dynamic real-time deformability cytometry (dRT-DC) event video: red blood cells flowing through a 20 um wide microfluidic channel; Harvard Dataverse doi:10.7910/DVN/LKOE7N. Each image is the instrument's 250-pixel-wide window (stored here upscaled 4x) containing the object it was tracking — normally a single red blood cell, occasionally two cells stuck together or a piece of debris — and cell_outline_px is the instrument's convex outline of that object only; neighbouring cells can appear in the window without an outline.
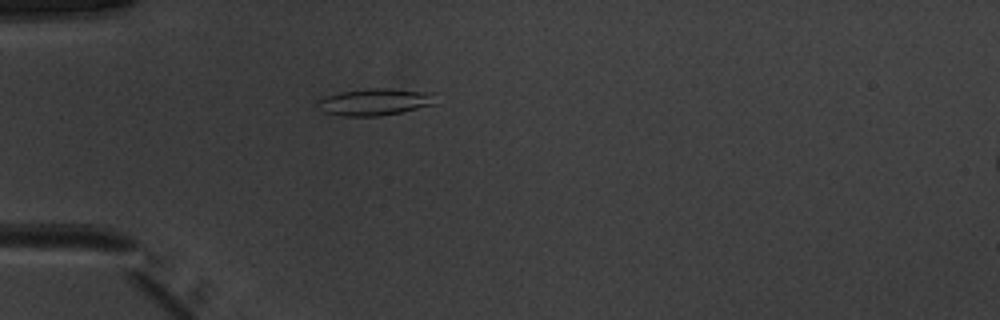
{"species": "common noctule bat (a hibernating species)", "species_latin": "Nyctalus noctula", "temperature_condition": "warm", "stored_images_in_passage": 42, "camera_frame_rate_fps": 3000, "um_per_image_px": 0.085, "animal": {"sex": "male", "body_mass_g": 20.1, "forearm_length_mm": 53.5}, "frame": {"image": 1, "passage_image": 6, "time_ms": 1.667, "image_size_px": [1000, 320], "cell_outline_px": [[436, 104], [400, 112], [380, 116], [344, 116], [324, 112], [316, 104], [316, 100], [340, 92], [368, 88], [384, 88], [436, 92]], "centroid_in_image_um": [31.91, 8.65], "position_along_channel_um": 53.1, "area_um2": 18.61}}
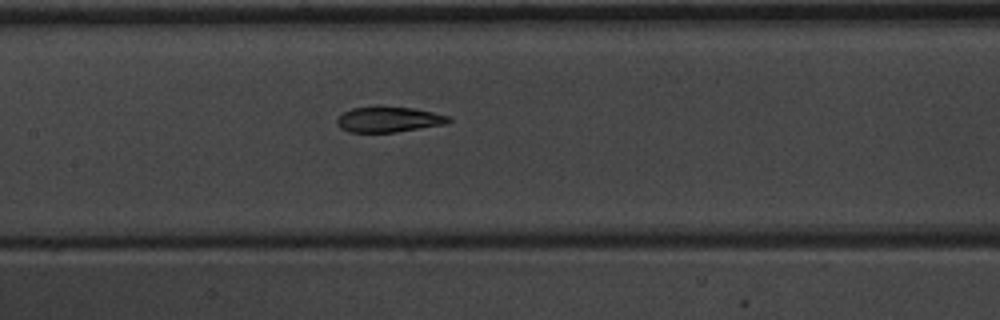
{"frame": {"image": 2, "passage_image": 16, "time_ms": 5.0, "image_size_px": [1000, 320], "cell_outline_px": [[452, 120], [444, 124], [396, 132], [348, 132], [340, 128], [336, 124], [336, 120], [344, 112], [352, 108], [412, 108], [432, 112], [448, 116]], "centroid_in_image_um": [33.01, 10.18], "position_along_channel_um": 174.4, "area_um2": 16.01}}
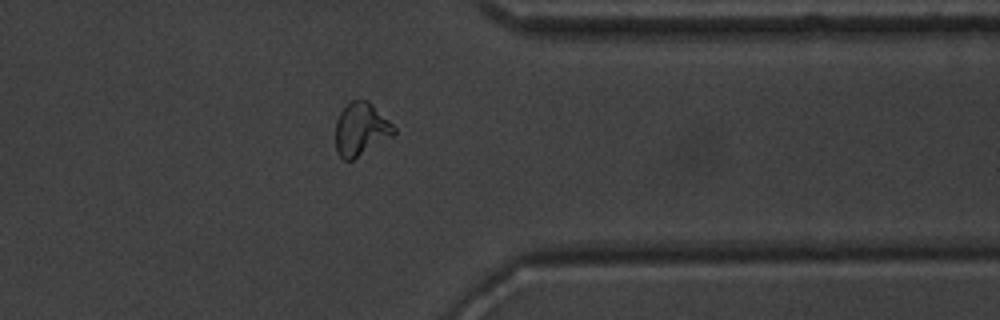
{"frame": {"image": 3, "passage_image": 32, "time_ms": 10.333, "image_size_px": [1000, 320], "cell_outline_px": [[396, 132], [392, 136], [352, 160], [344, 160], [340, 156], [336, 148], [336, 120], [340, 112], [352, 100], [368, 100], [396, 128]], "centroid_in_image_um": [30.67, 10.98], "position_along_channel_um": 380.7, "area_um2": 17.69}, "authors_computed_cell_mechanics": {"area_um2": 17.5712, "velocity_mm_per_s": 3.9757, "shape_relaxation_time_tau1_ms": 4.6853, "shape_relaxation_time_tau2_ms": 2.4657, "deformation_change_tau1": 0.1704, "deformation_change_tau2": 0.0842}}